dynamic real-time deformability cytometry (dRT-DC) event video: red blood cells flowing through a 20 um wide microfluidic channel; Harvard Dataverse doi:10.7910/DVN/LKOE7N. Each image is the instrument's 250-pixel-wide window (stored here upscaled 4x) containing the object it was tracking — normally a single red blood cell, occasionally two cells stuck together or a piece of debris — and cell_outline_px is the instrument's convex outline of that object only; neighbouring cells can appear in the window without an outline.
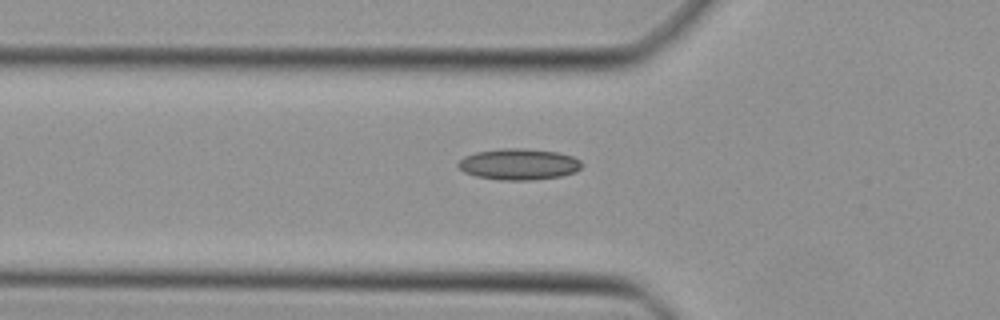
{"species": "Egyptian fruit bat (a non-hibernating species)", "species_latin": "Rousettus aegyptiacus", "temperature_condition": "cold", "stored_images_in_passage": 34, "camera_frame_rate_fps": 3000, "um_per_image_px": 0.085, "animal": {"sex": "female"}, "frame": {"image": 1, "passage_image": 2, "time_ms": 0.333, "image_size_px": [1000, 320], "cell_outline_px": [[584, 164], [576, 172], [560, 176], [532, 180], [500, 180], [476, 176], [464, 172], [456, 164], [464, 156], [476, 152], [500, 148], [524, 148], [560, 152], [572, 156], [580, 160]], "centroid_in_image_um": [44.11, 13.95], "position_along_channel_um": 81.7, "area_um2": 22.66}}
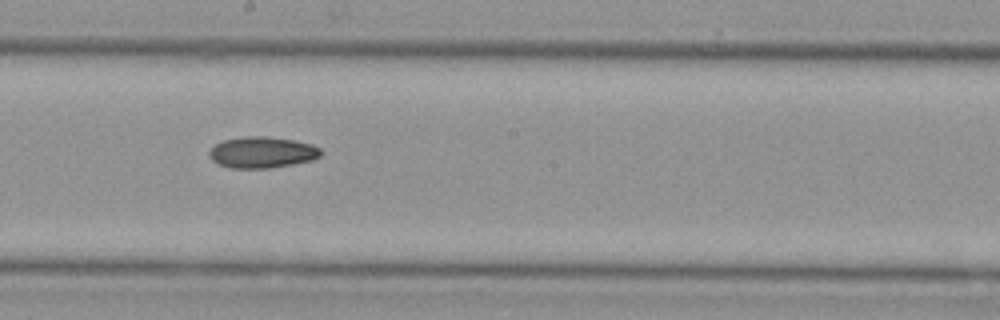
{"frame": {"image": 2, "passage_image": 12, "time_ms": 3.667, "image_size_px": [1000, 320], "cell_outline_px": [[324, 152], [320, 156], [312, 160], [292, 164], [268, 168], [232, 168], [220, 164], [212, 160], [208, 156], [208, 152], [216, 144], [224, 140], [244, 136], [264, 136], [292, 140], [312, 144], [320, 148]], "centroid_in_image_um": [22.29, 12.95], "position_along_channel_um": 225.9, "area_um2": 20.23}}
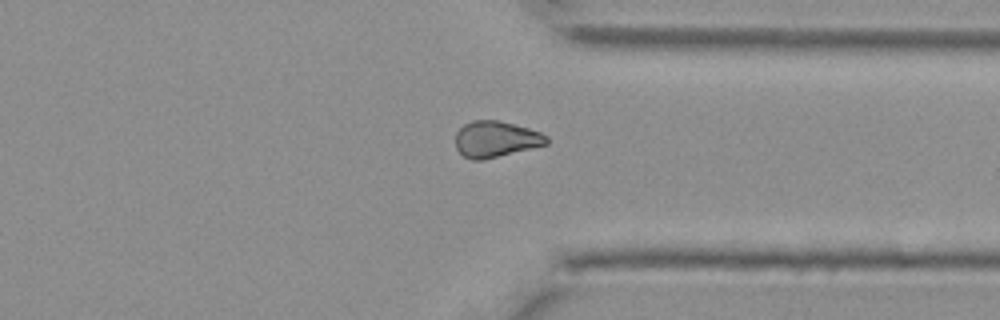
{"frame": {"image": 3, "passage_image": 22, "time_ms": 7.0, "image_size_px": [1000, 320], "cell_outline_px": [[548, 144], [484, 160], [472, 160], [464, 156], [456, 148], [456, 132], [464, 124], [472, 120], [496, 120], [528, 128], [540, 132], [548, 136]], "centroid_in_image_um": [42.14, 11.83], "position_along_channel_um": 369.3, "area_um2": 19.13}}